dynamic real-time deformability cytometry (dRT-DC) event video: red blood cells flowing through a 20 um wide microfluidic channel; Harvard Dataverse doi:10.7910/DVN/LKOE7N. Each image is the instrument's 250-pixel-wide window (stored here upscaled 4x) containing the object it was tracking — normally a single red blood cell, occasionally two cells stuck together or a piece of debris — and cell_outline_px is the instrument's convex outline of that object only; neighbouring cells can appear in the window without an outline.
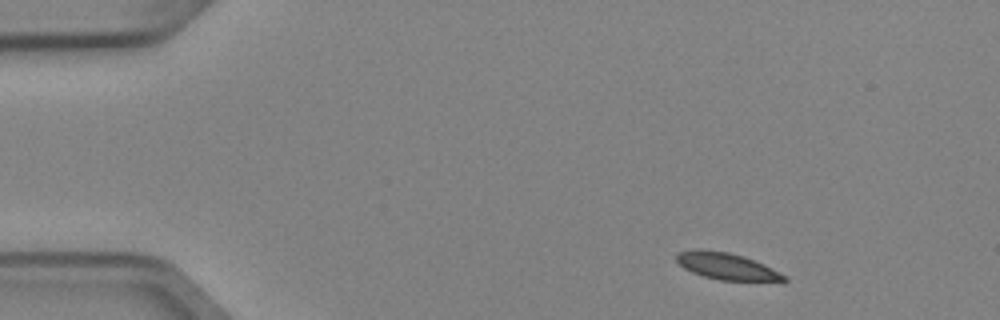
{"species": "Egyptian fruit bat (a non-hibernating species)", "species_latin": "Rousettus aegyptiacus", "temperature_condition": "cold", "stored_images_in_passage": 3, "camera_frame_rate_fps": 3000, "um_per_image_px": 0.085, "animal": {"sex": "female"}, "frame": {"image": 1, "passage_image": 1, "time_ms": 0.0, "image_size_px": [1000, 320], "cell_outline_px": [[788, 280], [784, 284], [720, 280], [704, 276], [692, 272], [684, 268], [676, 260], [676, 252], [728, 252], [744, 256], [764, 264], [788, 276]], "centroid_in_image_um": [62.01, 22.73], "position_along_channel_um": 23.0, "area_um2": 16.88}}